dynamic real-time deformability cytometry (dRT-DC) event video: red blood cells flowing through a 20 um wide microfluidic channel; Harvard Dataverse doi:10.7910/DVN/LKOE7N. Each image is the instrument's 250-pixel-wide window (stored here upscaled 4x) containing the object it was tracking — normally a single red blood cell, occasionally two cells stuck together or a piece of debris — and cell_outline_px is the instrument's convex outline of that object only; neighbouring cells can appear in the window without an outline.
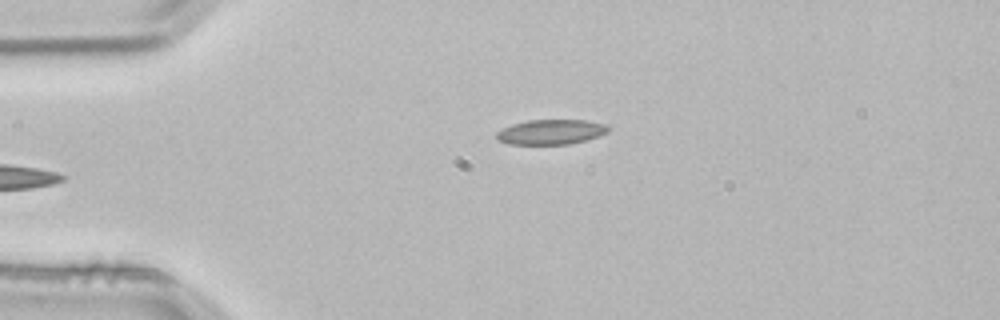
{"species": "common noctule bat (a hibernating species)", "species_latin": "Nyctalus noctula", "temperature_condition": "room temperature", "stored_images_in_passage": 4, "camera_frame_rate_fps": 3000, "um_per_image_px": 0.085, "animal": {"sex": "male", "body_mass_g": 21.5, "forearm_length_mm": 52.0}, "frame": {"image": 1, "passage_image": 4, "time_ms": 1.0, "image_size_px": [1000, 320], "cell_outline_px": [[608, 132], [584, 140], [568, 144], [508, 144], [496, 140], [496, 132], [512, 124], [528, 120], [584, 120], [608, 124]], "centroid_in_image_um": [46.79, 11.21], "position_along_channel_um": 38.2, "area_um2": 16.13}}